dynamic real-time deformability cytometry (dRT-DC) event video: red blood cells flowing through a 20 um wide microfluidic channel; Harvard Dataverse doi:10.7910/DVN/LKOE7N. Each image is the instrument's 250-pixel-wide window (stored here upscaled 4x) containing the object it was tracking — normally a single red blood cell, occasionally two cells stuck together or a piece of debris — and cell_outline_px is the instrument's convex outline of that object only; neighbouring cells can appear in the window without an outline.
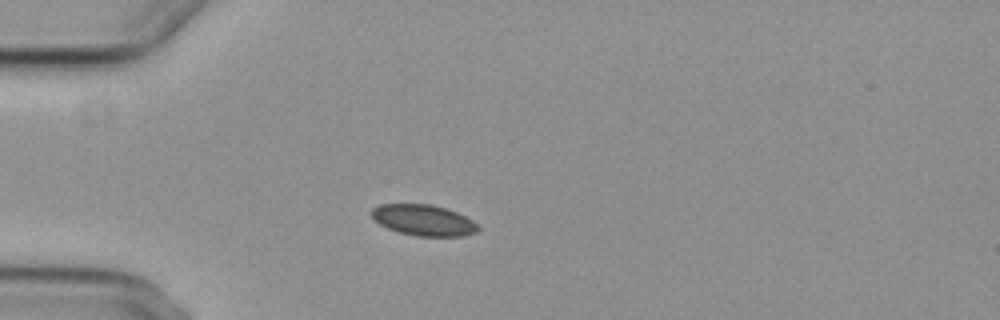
{"species": "common noctule bat (a hibernating species)", "species_latin": "Nyctalus noctula", "temperature_condition": "cold", "stored_images_in_passage": 6, "camera_frame_rate_fps": 3000, "um_per_image_px": 0.085, "animal": {"sex": "female", "body_mass_g": 29.2, "forearm_length_mm": 56.3}, "frame": {"image": 1, "passage_image": 3, "time_ms": 2.333, "image_size_px": [1000, 320], "cell_outline_px": [[480, 228], [476, 232], [464, 236], [416, 236], [400, 232], [388, 228], [380, 224], [368, 212], [372, 208], [380, 204], [432, 204], [456, 212], [472, 220]], "centroid_in_image_um": [35.98, 18.71], "position_along_channel_um": 49.0, "area_um2": 19.13}}
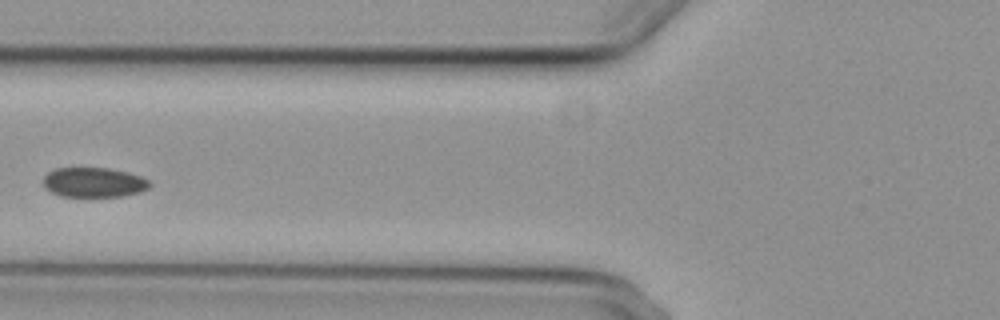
{"frame": {"image": 2, "passage_image": 5, "time_ms": 4.667, "image_size_px": [1000, 320], "cell_outline_px": [[152, 184], [148, 188], [140, 192], [120, 196], [60, 196], [44, 188], [44, 176], [48, 172], [56, 168], [108, 168], [128, 172], [140, 176], [148, 180]], "centroid_in_image_um": [7.97, 15.49], "position_along_channel_um": 117.8, "area_um2": 18.38}}